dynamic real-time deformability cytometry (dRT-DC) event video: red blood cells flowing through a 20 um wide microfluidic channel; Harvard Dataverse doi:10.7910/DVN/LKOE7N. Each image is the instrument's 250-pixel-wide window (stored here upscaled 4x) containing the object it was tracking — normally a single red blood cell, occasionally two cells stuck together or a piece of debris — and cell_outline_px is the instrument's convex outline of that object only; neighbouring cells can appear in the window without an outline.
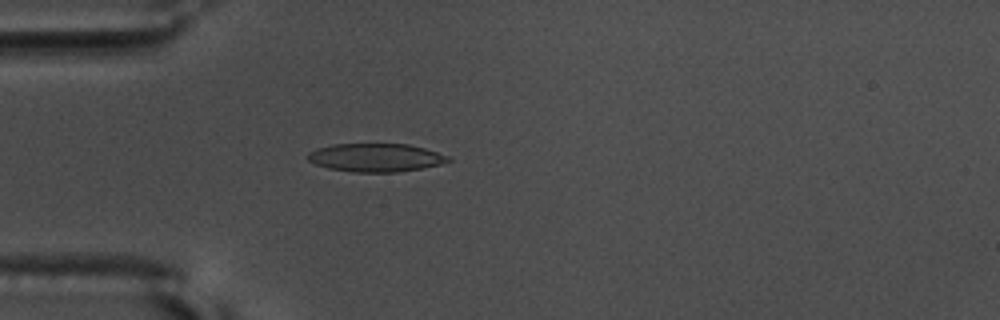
{"species": "common noctule bat (a hibernating species)", "species_latin": "Nyctalus noctula", "temperature_condition": "warm", "stored_images_in_passage": 41, "camera_frame_rate_fps": 3000, "um_per_image_px": 0.085, "animal": {"sex": "male", "body_mass_g": 17.5, "forearm_length_mm": 52.3}, "frame": {"image": 1, "passage_image": 1, "time_ms": 0.0, "image_size_px": [1000, 320], "cell_outline_px": [[452, 160], [440, 164], [420, 168], [396, 172], [352, 172], [328, 168], [316, 164], [308, 160], [308, 152], [316, 148], [332, 144], [408, 144], [424, 148], [448, 156]], "centroid_in_image_um": [31.9, 13.39], "position_along_channel_um": 53.1, "area_um2": 23.0}}
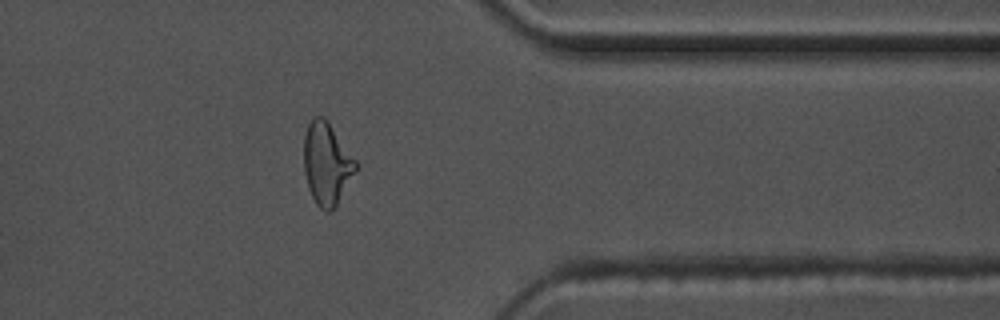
{"frame": {"image": 2, "passage_image": 30, "time_ms": 9.667, "image_size_px": [1000, 320], "cell_outline_px": [[360, 164], [356, 172], [332, 212], [328, 212], [320, 208], [316, 204], [308, 188], [304, 172], [304, 136], [308, 124], [316, 116], [324, 116], [328, 120]], "centroid_in_image_um": [27.8, 13.9], "position_along_channel_um": 383.6, "area_um2": 25.26}, "authors_computed_cell_mechanics": {"area_um2": 23.4668, "velocity_mm_per_s": 3.6379, "shape_relaxation_time_tau1_ms": 5.665, "shape_relaxation_time_tau2_ms": 1.4301, "deformation_change_tau1": 0.2067, "deformation_change_tau2": 0.0747}}